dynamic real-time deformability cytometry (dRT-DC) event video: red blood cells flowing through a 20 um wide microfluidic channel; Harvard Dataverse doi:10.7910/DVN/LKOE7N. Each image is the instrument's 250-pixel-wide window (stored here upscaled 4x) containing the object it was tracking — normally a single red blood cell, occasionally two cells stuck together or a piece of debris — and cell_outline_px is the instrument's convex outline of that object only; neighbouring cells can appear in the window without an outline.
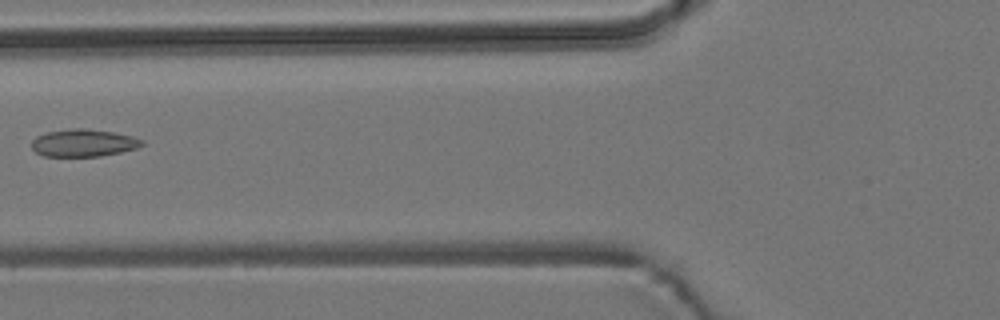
{"species": "common noctule bat (a hibernating species)", "species_latin": "Nyctalus noctula", "temperature_condition": "room temperature", "stored_images_in_passage": 3, "camera_frame_rate_fps": 3000, "um_per_image_px": 0.085, "animal": {"sex": "male", "body_mass_g": 19.2, "forearm_length_mm": 51.8}, "frame": {"image": 1, "passage_image": 2, "time_ms": 1.333, "image_size_px": [1000, 320], "cell_outline_px": [[144, 144], [136, 148], [120, 152], [100, 156], [44, 156], [36, 152], [32, 148], [32, 140], [36, 136], [48, 132], [72, 128], [88, 128], [112, 132], [132, 136], [144, 140]], "centroid_in_image_um": [7.1, 12.14], "position_along_channel_um": 118.7, "area_um2": 17.57}}
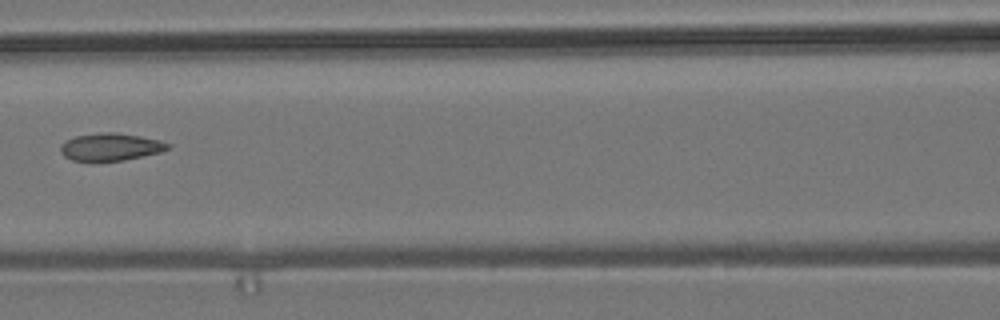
{"frame": {"image": 2, "passage_image": 3, "time_ms": 2.333, "image_size_px": [1000, 320], "cell_outline_px": [[172, 148], [160, 152], [144, 156], [124, 160], [92, 164], [88, 164], [72, 160], [64, 156], [60, 152], [60, 144], [76, 136], [104, 132], [116, 132], [140, 136], [160, 140], [172, 144]], "centroid_in_image_um": [9.39, 12.53], "position_along_channel_um": 157.2, "area_um2": 17.92}}